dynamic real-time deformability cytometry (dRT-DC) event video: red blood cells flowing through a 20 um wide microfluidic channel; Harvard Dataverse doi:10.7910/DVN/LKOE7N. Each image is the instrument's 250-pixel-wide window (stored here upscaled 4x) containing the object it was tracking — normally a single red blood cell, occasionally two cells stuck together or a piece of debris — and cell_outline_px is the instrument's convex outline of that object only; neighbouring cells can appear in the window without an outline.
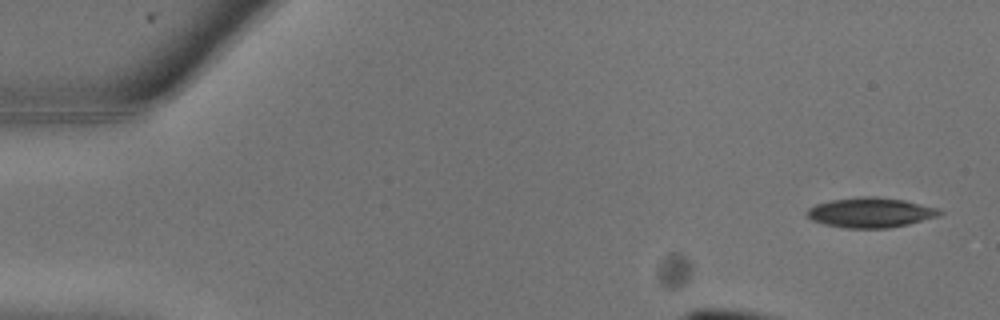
{"species": "common noctule bat (a hibernating species)", "species_latin": "Nyctalus noctula", "temperature_condition": "warm", "stored_images_in_passage": 18, "camera_frame_rate_fps": 3000, "um_per_image_px": 0.085, "animal": {"sex": "male", "body_mass_g": 13.3}, "frame": {"image": 1, "passage_image": 1, "time_ms": 0.0, "image_size_px": [1000, 320], "cell_outline_px": [[944, 212], [936, 216], [908, 224], [888, 228], [844, 228], [824, 224], [812, 220], [804, 212], [808, 208], [816, 204], [832, 200], [860, 196], [876, 196], [904, 200], [936, 208]], "centroid_in_image_um": [73.94, 18.06], "position_along_channel_um": 11.1, "area_um2": 23.0}}